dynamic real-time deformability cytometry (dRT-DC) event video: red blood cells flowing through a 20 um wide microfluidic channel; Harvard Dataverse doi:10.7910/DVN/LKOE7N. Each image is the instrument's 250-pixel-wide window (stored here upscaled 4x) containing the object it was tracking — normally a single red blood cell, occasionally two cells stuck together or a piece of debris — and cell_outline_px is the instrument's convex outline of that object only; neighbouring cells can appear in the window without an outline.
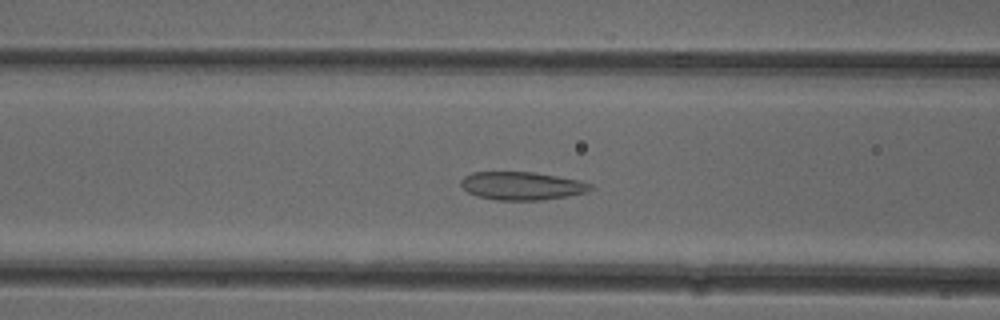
{"species": "common noctule bat (a hibernating species)", "species_latin": "Nyctalus noctula", "temperature_condition": "cold", "stored_images_in_passage": 52, "camera_frame_rate_fps": 3000, "um_per_image_px": 0.085, "animal": {"sex": "female"}, "frame": {"image": 1, "passage_image": 20, "time_ms": 6.333, "image_size_px": [1000, 320], "cell_outline_px": [[596, 188], [588, 192], [568, 196], [540, 200], [496, 200], [476, 196], [468, 192], [460, 184], [460, 180], [464, 176], [472, 172], [536, 172], [580, 180], [592, 184]], "centroid_in_image_um": [44.39, 15.79], "position_along_channel_um": 122.2, "area_um2": 21.5}}
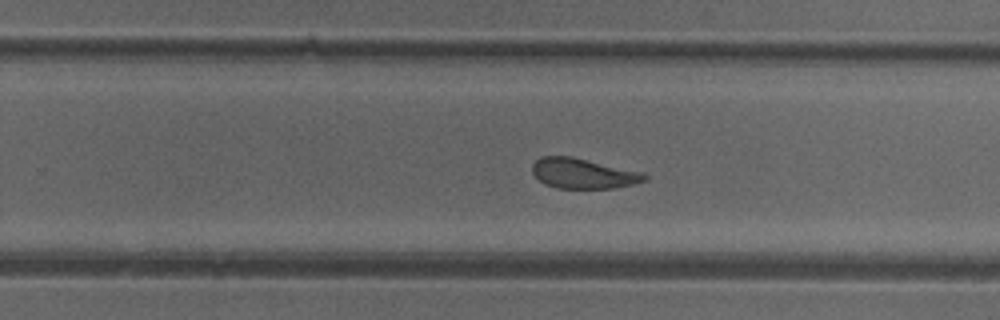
{"frame": {"image": 2, "passage_image": 32, "time_ms": 10.333, "image_size_px": [1000, 320], "cell_outline_px": [[648, 180], [632, 184], [612, 188], [556, 188], [544, 184], [532, 172], [532, 164], [540, 156], [572, 156], [644, 172], [648, 176]], "centroid_in_image_um": [49.58, 14.73], "position_along_channel_um": 280.2, "area_um2": 19.88}}
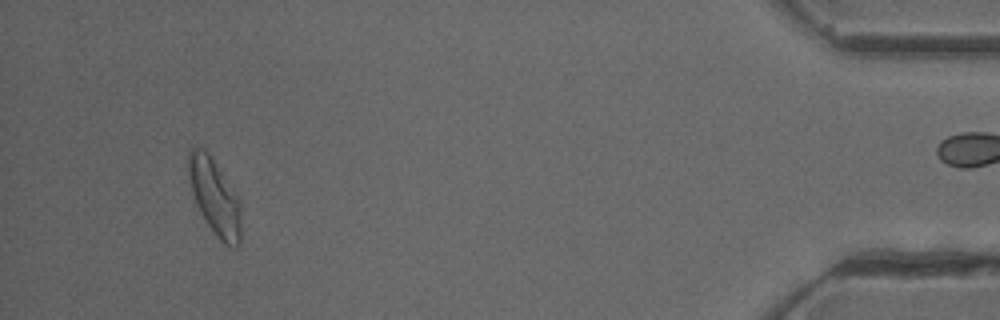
{"frame": {"image": 3, "passage_image": 48, "time_ms": 15.667, "image_size_px": [1000, 320], "cell_outline_px": [[240, 244], [236, 248], [228, 248], [216, 236], [200, 212], [196, 204], [192, 192], [188, 176], [188, 148], [204, 148], [208, 152], [236, 192], [240, 200]], "centroid_in_image_um": [18.25, 16.75], "position_along_channel_um": 416.9, "area_um2": 23.47}, "authors_computed_cell_mechanics": {"area_um2": 21.8195, "velocity_mm_per_s": 3.9611, "shape_relaxation_time_tau1_ms": null, "shape_relaxation_time_tau2_ms": 1.5788, "deformation_change_tau1": null, "deformation_change_tau2": 0.074}}